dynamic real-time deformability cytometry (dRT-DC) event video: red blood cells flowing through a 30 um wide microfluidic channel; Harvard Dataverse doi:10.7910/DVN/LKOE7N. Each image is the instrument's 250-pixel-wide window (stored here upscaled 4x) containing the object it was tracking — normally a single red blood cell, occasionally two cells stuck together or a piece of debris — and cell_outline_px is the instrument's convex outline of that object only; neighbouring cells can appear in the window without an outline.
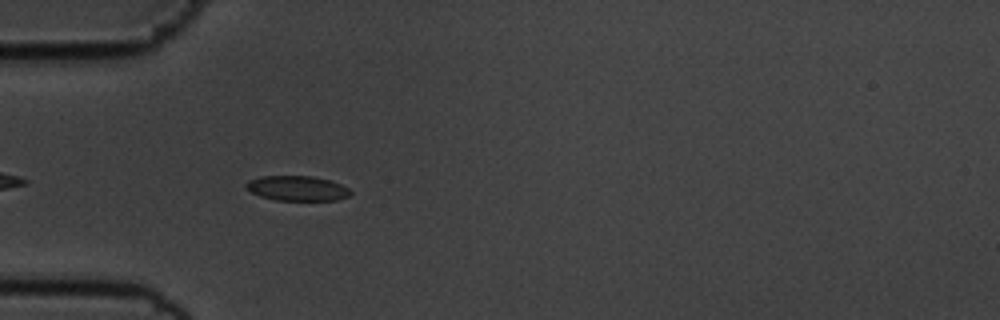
{"species": "common noctule bat (a hibernating species)", "species_latin": "Nyctalus noctula", "temperature_condition": "cold", "stored_images_in_passage": 44, "camera_frame_rate_fps": 3000, "um_per_image_px": 0.085, "animal": {"sex": "male", "body_mass_g": 19.5, "forearm_length_mm": 54.6}, "frame": {"image": 1, "passage_image": 5, "time_ms": 1.333, "image_size_px": [1000, 320], "cell_outline_px": [[352, 192], [348, 196], [336, 200], [276, 200], [260, 196], [244, 188], [244, 184], [248, 180], [260, 176], [312, 176], [328, 180], [340, 184], [348, 188]], "centroid_in_image_um": [25.21, 16.0], "position_along_channel_um": 59.8, "area_um2": 15.14}}
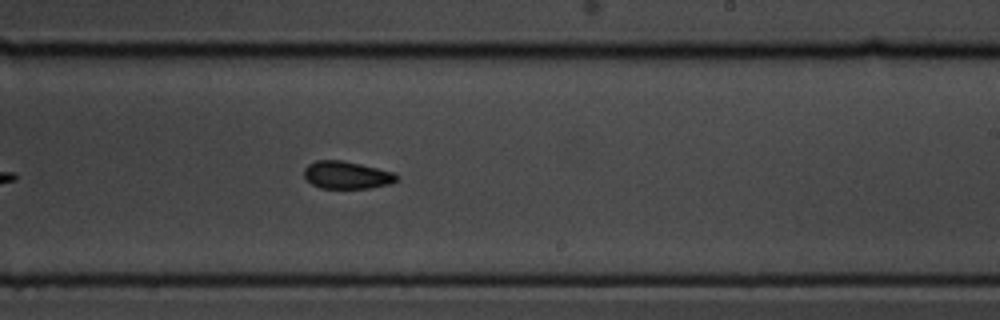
{"frame": {"image": 2, "passage_image": 22, "time_ms": 7.0, "image_size_px": [1000, 320], "cell_outline_px": [[400, 180], [388, 184], [368, 188], [320, 188], [312, 184], [304, 176], [304, 168], [308, 164], [316, 160], [344, 160], [392, 172], [400, 176]], "centroid_in_image_um": [29.47, 14.87], "position_along_channel_um": 259.5, "area_um2": 14.85}}
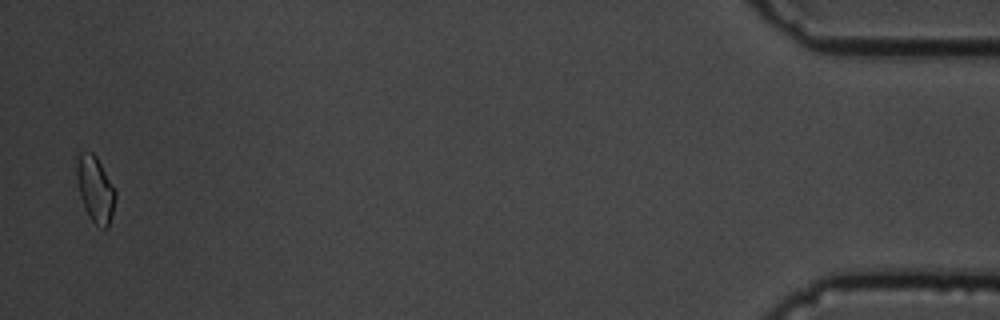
{"frame": {"image": 3, "passage_image": 43, "time_ms": 14.0, "image_size_px": [1000, 320], "cell_outline_px": [[116, 196], [108, 228], [104, 228], [96, 224], [88, 216], [84, 208], [80, 196], [76, 180], [76, 164], [80, 148], [92, 152], [96, 156], [116, 192]], "centroid_in_image_um": [8.06, 16.03], "position_along_channel_um": 427.1, "area_um2": 14.91}, "authors_computed_cell_mechanics": {"area_um2": 15.028, "velocity_mm_per_s": 3.5997, "shape_relaxation_time_tau1_ms": 1.8653, "shape_relaxation_time_tau2_ms": 5.9567, "deformation_change_tau1": 0.0715, "deformation_change_tau2": 0.0827}}